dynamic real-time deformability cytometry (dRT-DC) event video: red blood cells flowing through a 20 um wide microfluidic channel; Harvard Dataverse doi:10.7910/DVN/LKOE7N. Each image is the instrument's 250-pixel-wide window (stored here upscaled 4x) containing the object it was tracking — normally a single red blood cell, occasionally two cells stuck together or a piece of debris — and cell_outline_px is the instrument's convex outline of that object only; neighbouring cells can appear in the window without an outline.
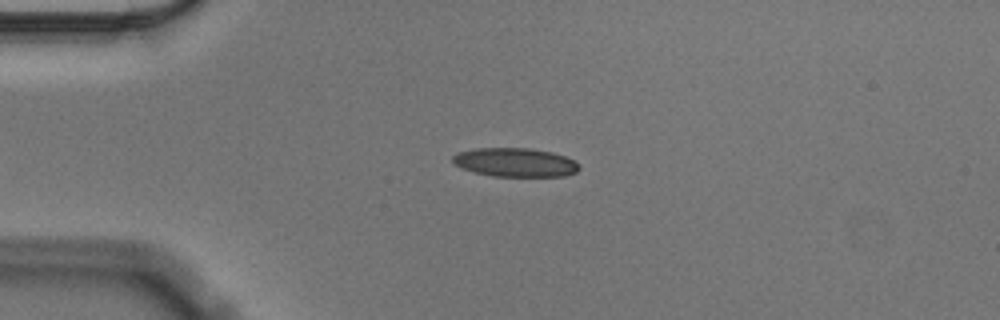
{"species": "Egyptian fruit bat (a non-hibernating species)", "species_latin": "Rousettus aegyptiacus", "temperature_condition": "cold", "stored_images_in_passage": 41, "camera_frame_rate_fps": 3000, "um_per_image_px": 0.085, "animal": {"sex": "male"}, "frame": {"image": 1, "passage_image": 3, "time_ms": 0.667, "image_size_px": [1000, 320], "cell_outline_px": [[580, 168], [576, 172], [564, 176], [492, 176], [476, 172], [452, 164], [452, 156], [456, 152], [476, 148], [532, 148], [552, 152], [564, 156], [580, 164]], "centroid_in_image_um": [43.78, 13.79], "position_along_channel_um": 41.2, "area_um2": 21.27}}
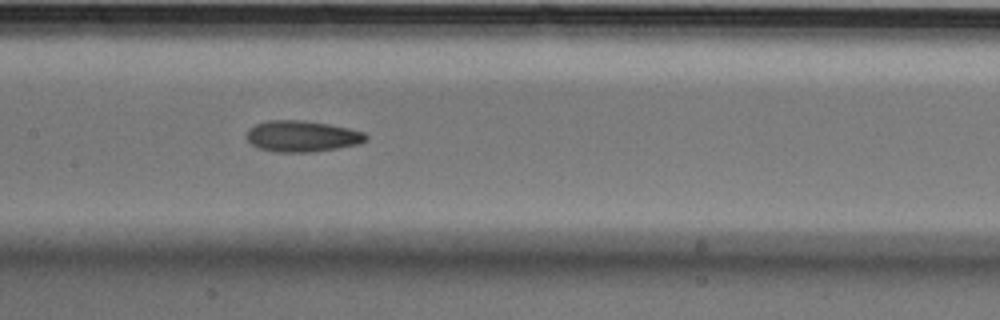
{"frame": {"image": 2, "passage_image": 17, "time_ms": 5.333, "image_size_px": [1000, 320], "cell_outline_px": [[368, 140], [360, 144], [340, 148], [312, 152], [272, 152], [260, 148], [252, 144], [248, 140], [248, 128], [256, 124], [268, 120], [304, 120], [328, 124], [348, 128], [364, 132], [368, 136]], "centroid_in_image_um": [25.71, 11.58], "position_along_channel_um": 181.7, "area_um2": 21.79}}
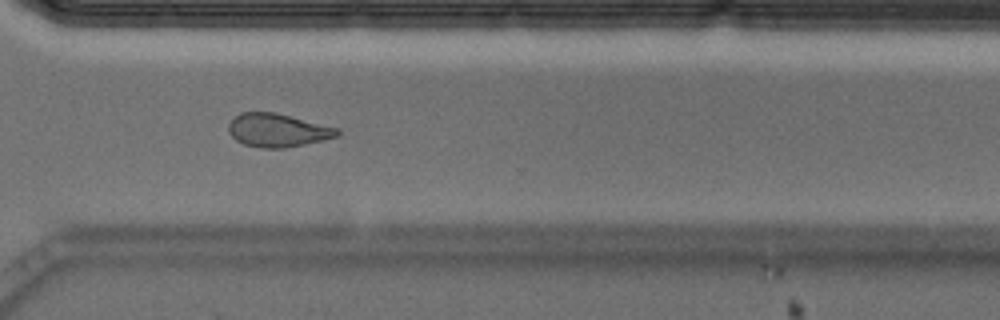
{"frame": {"image": 3, "passage_image": 31, "time_ms": 10.0, "image_size_px": [1000, 320], "cell_outline_px": [[340, 136], [324, 140], [284, 148], [260, 148], [244, 144], [236, 140], [228, 132], [228, 124], [240, 112], [276, 112], [340, 128]], "centroid_in_image_um": [23.63, 11.07], "position_along_channel_um": 347.0, "area_um2": 21.33}, "authors_computed_cell_mechanics": {"area_um2": 21.675, "velocity_mm_per_s": 3.5504, "shape_relaxation_time_tau1_ms": 10.8818, "shape_relaxation_time_tau2_ms": 4.2866, "deformation_change_tau1": 0.194, "deformation_change_tau2": 0.1089}}